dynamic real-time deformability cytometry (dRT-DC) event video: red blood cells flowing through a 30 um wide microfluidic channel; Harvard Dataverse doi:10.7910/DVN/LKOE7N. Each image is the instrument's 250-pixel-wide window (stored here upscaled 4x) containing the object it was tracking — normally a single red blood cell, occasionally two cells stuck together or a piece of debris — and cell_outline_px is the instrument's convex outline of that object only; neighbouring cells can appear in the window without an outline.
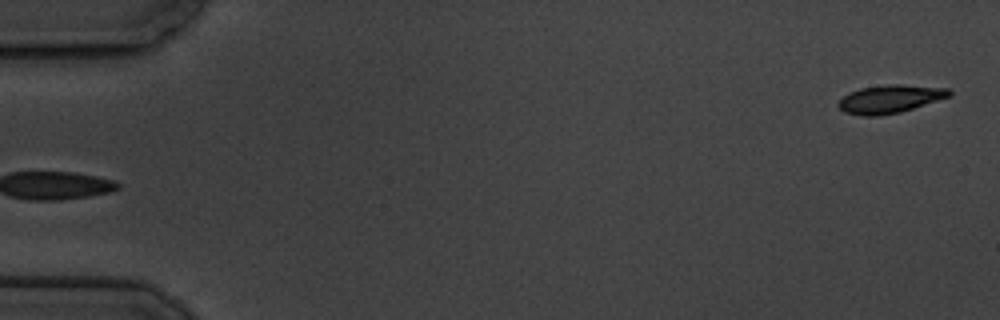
{"species": "common noctule bat (a hibernating species)", "species_latin": "Nyctalus noctula", "temperature_condition": "cold", "stored_images_in_passage": 5, "camera_frame_rate_fps": 3000, "um_per_image_px": 0.085, "animal": {"sex": "male", "body_mass_g": 19.5, "forearm_length_mm": 54.6}, "frame": {"image": 1, "passage_image": 5, "time_ms": 5.667, "image_size_px": [1000, 320], "cell_outline_px": [[952, 96], [900, 112], [876, 116], [860, 116], [844, 112], [836, 104], [844, 96], [860, 88], [896, 84], [900, 84], [948, 88], [952, 92]], "centroid_in_image_um": [75.67, 8.42], "position_along_channel_um": 9.3, "area_um2": 18.03}}